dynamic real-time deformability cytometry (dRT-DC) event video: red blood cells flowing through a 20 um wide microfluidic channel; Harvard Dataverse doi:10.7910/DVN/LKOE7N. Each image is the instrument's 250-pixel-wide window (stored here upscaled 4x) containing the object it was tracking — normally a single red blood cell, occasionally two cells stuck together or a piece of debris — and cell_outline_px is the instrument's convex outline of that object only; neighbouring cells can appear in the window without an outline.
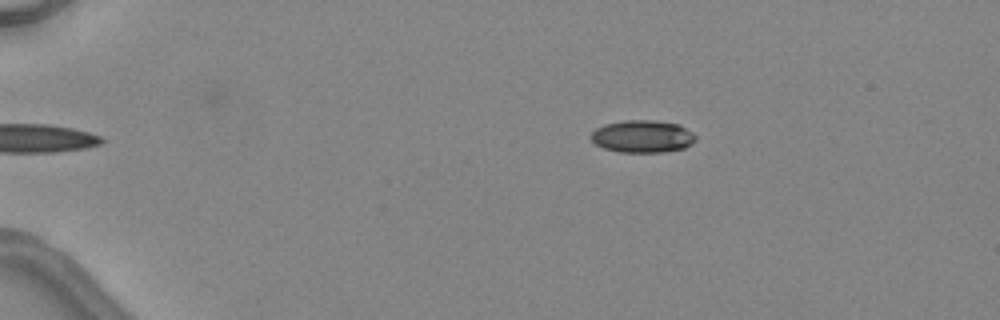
{"species": "common noctule bat (a hibernating species)", "species_latin": "Nyctalus noctula", "temperature_condition": "warm", "stored_images_in_passage": 4, "camera_frame_rate_fps": 3000, "um_per_image_px": 0.085, "animal": {"sex": "female", "body_mass_g": 24.6, "forearm_length_mm": 56.2}, "frame": {"image": 1, "passage_image": 4, "time_ms": 4.667, "image_size_px": [1000, 320], "cell_outline_px": [[696, 140], [692, 144], [684, 148], [664, 152], [620, 152], [604, 148], [596, 144], [592, 140], [592, 132], [596, 128], [604, 124], [624, 120], [652, 120], [680, 124], [692, 132], [696, 136]], "centroid_in_image_um": [54.64, 11.59], "position_along_channel_um": 30.4, "area_um2": 19.83}}